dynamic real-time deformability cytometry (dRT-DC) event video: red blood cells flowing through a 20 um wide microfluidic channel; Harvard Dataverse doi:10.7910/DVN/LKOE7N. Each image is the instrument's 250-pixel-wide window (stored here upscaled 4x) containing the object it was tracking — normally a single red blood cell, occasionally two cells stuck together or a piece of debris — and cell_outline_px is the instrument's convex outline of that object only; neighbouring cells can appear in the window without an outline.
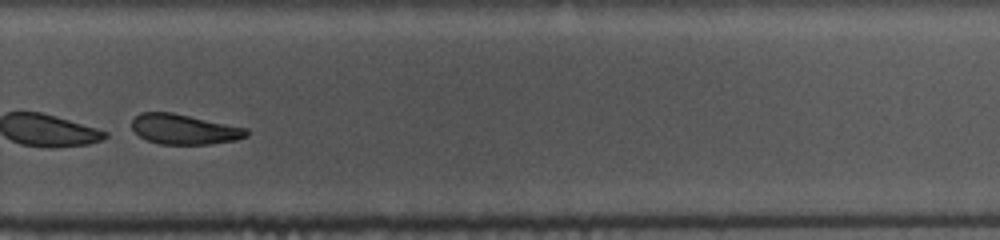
{"species": "common noctule bat (a hibernating species)", "species_latin": "Nyctalus noctula", "temperature_condition": "cold", "stored_images_in_passage": 51, "camera_frame_rate_fps": 3000, "um_per_image_px": 0.085, "animal": {"sex": "female", "body_mass_g": 10.0, "forearm_length_mm": 53.1}, "frame": {"image": 1, "passage_image": 34, "time_ms": 11.0, "image_size_px": [1000, 240], "cell_outline_px": [[248, 136], [236, 140], [208, 144], [160, 144], [148, 140], [140, 136], [132, 128], [132, 120], [140, 112], [172, 112], [248, 128]], "centroid_in_image_um": [15.67, 10.98], "position_along_channel_um": 314.1, "area_um2": 20.06}}